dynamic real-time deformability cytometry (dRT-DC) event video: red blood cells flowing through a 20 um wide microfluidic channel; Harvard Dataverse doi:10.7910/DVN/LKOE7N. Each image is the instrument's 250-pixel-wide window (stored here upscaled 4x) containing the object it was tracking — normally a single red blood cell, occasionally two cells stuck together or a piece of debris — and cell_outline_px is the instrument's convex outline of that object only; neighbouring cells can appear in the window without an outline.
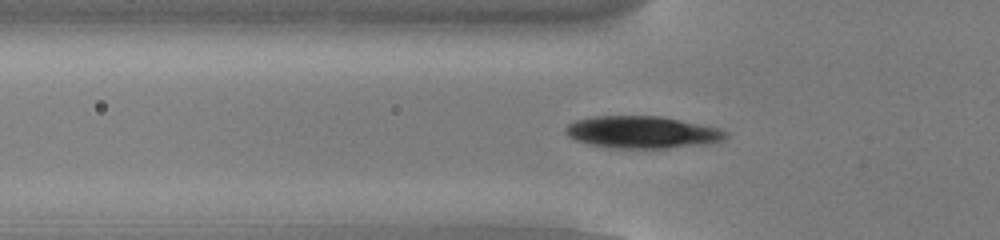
{"species": "common noctule bat (a hibernating species)", "species_latin": "Nyctalus noctula", "temperature_condition": "cold", "stored_images_in_passage": 53, "camera_frame_rate_fps": 3000, "um_per_image_px": 0.085, "animal": {"sex": "male", "body_mass_g": 13.0, "forearm_length_mm": 53.1}, "frame": {"image": 1, "passage_image": 17, "time_ms": 5.333, "image_size_px": [1000, 240], "cell_outline_px": [[728, 136], [724, 140], [704, 144], [664, 148], [608, 148], [576, 140], [568, 136], [564, 132], [564, 128], [568, 124], [576, 120], [592, 116], [660, 116], [720, 128], [728, 132]], "centroid_in_image_um": [54.57, 11.23], "position_along_channel_um": 71.2, "area_um2": 30.0}}
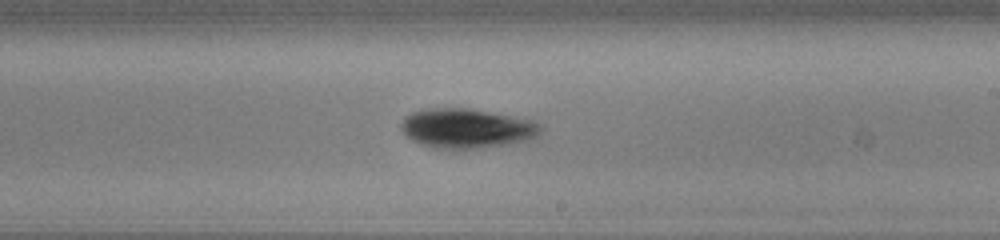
{"frame": {"image": 2, "passage_image": 31, "time_ms": 10.0, "image_size_px": [1000, 240], "cell_outline_px": [[544, 128], [536, 136], [528, 140], [512, 144], [484, 148], [432, 148], [420, 144], [412, 140], [400, 128], [400, 124], [412, 112], [428, 108], [468, 108], [532, 120], [540, 124]], "centroid_in_image_um": [39.7, 10.92], "position_along_channel_um": 249.3, "area_um2": 32.08}}
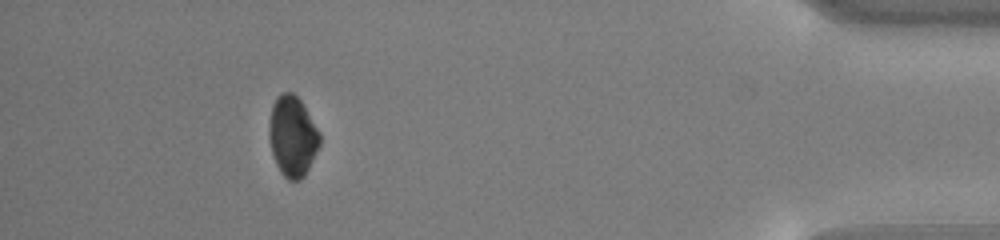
{"frame": {"image": 3, "passage_image": 48, "time_ms": 15.667, "image_size_px": [1000, 240], "cell_outline_px": [[320, 144], [304, 176], [300, 180], [288, 180], [280, 172], [276, 164], [272, 152], [268, 136], [268, 124], [272, 104], [276, 96], [280, 92], [292, 92], [300, 100], [320, 132]], "centroid_in_image_um": [24.83, 11.56], "position_along_channel_um": 410.4, "area_um2": 23.81}, "authors_computed_cell_mechanics": {"area_um2": 27.5128, "velocity_mm_per_s": 3.8195, "shape_relaxation_time_tau1_ms": 1.8996, "shape_relaxation_time_tau2_ms": null, "deformation_change_tau1": 0.1035, "deformation_change_tau2": null}}